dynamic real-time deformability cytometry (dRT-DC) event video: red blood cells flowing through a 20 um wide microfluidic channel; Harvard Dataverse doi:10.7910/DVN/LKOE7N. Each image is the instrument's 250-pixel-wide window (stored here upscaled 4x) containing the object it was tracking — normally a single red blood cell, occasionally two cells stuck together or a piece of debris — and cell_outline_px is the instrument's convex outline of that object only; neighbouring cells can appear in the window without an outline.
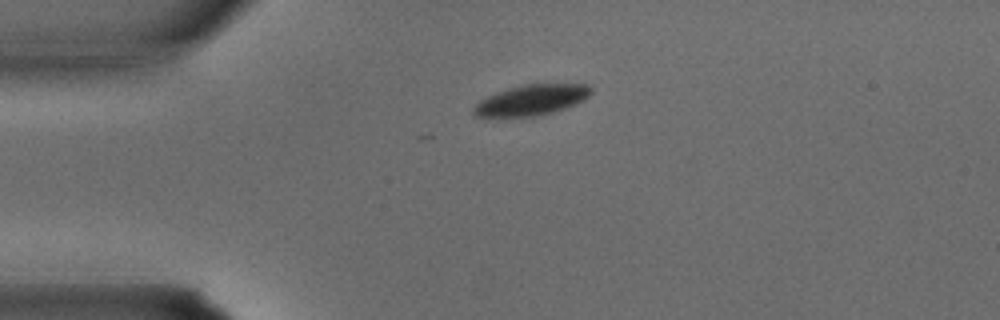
{"species": "common noctule bat (a hibernating species)", "species_latin": "Nyctalus noctula", "temperature_condition": "warm", "stored_images_in_passage": 27, "camera_frame_rate_fps": 3000, "um_per_image_px": 0.085, "animal": {"sex": "male", "body_mass_g": 15.6}, "frame": {"image": 1, "passage_image": 1, "time_ms": 0.0, "image_size_px": [1000, 320], "cell_outline_px": [[592, 92], [588, 96], [576, 104], [552, 112], [532, 116], [496, 120], [476, 116], [472, 112], [472, 108], [480, 100], [496, 92], [524, 84], [588, 84], [592, 88]], "centroid_in_image_um": [45.09, 8.54], "position_along_channel_um": 39.9, "area_um2": 21.39}}
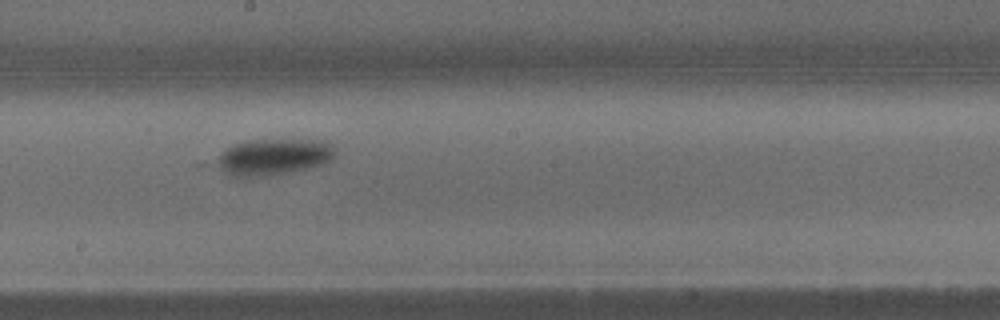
{"frame": {"image": 2, "passage_image": 12, "time_ms": 3.667, "image_size_px": [1000, 320], "cell_outline_px": [[336, 152], [324, 164], [292, 172], [244, 180], [240, 180], [228, 176], [212, 164], [212, 160], [224, 148], [232, 144], [244, 140], [324, 140], [332, 144]], "centroid_in_image_um": [23.07, 13.38], "position_along_channel_um": 225.1, "area_um2": 26.36}}
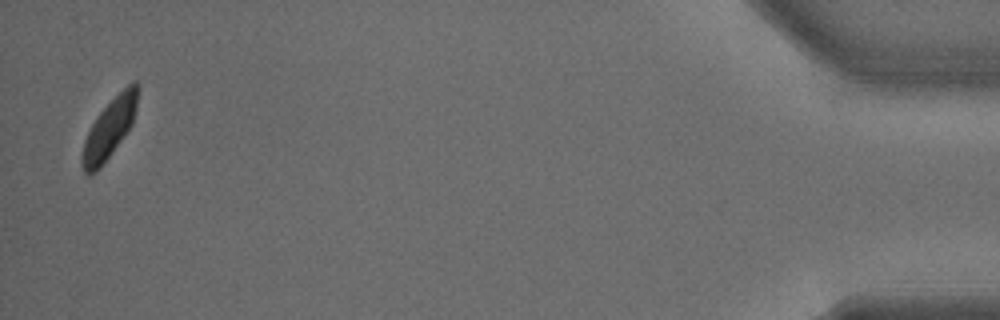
{"frame": {"image": 3, "passage_image": 27, "time_ms": 8.667, "image_size_px": [1000, 320], "cell_outline_px": [[140, 88], [136, 108], [132, 124], [100, 168], [96, 172], [88, 176], [84, 172], [80, 160], [80, 156], [84, 140], [96, 116], [132, 80], [136, 80], [140, 84]], "centroid_in_image_um": [9.3, 10.91], "position_along_channel_um": 425.9, "area_um2": 19.19}}